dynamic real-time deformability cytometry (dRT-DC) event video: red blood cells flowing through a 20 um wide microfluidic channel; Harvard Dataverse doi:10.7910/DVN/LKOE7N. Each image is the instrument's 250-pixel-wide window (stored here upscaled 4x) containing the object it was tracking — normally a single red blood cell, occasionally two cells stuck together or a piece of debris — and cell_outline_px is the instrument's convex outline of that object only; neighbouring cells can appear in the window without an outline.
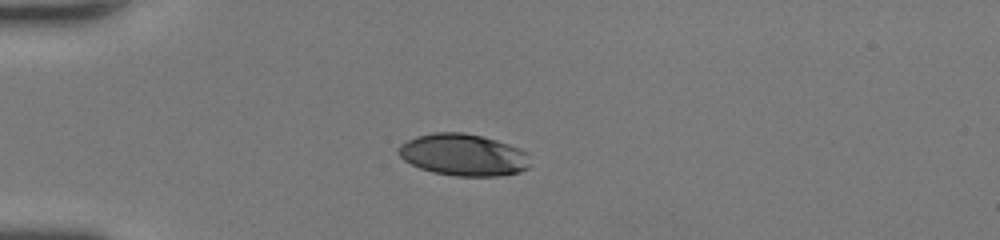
{"species": "human", "species_latin": "Homo sapiens", "temperature_condition": "room temperature", "stored_images_in_passage": 36, "camera_frame_rate_fps": 3000, "um_per_image_px": 0.085, "donor": {"sex": "female"}, "frame": {"image": 1, "passage_image": 1, "time_ms": 0.0, "image_size_px": [1000, 240], "cell_outline_px": [[528, 168], [520, 172], [500, 176], [456, 176], [432, 172], [420, 168], [404, 160], [396, 152], [396, 148], [400, 144], [416, 136], [432, 132], [464, 132], [496, 140], [520, 148], [528, 152]], "centroid_in_image_um": [39.36, 13.16], "position_along_channel_um": 45.6, "area_um2": 32.31}}
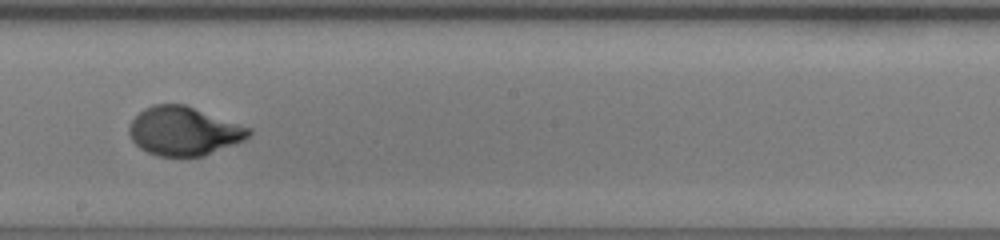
{"frame": {"image": 2, "passage_image": 16, "time_ms": 5.0, "image_size_px": [1000, 240], "cell_outline_px": [[252, 132], [244, 140], [204, 156], [156, 156], [140, 148], [132, 140], [128, 132], [128, 128], [132, 120], [144, 108], [152, 104], [184, 104], [252, 128]], "centroid_in_image_um": [15.61, 11.14], "position_along_channel_um": 232.6, "area_um2": 33.93}}
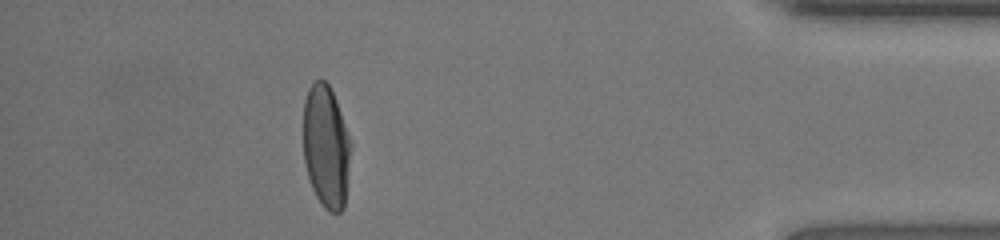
{"frame": {"image": 3, "passage_image": 31, "time_ms": 10.0, "image_size_px": [1000, 240], "cell_outline_px": [[352, 144], [344, 208], [340, 212], [328, 212], [324, 208], [316, 196], [312, 188], [308, 176], [304, 160], [304, 100], [308, 88], [320, 76], [328, 84], [336, 100]], "centroid_in_image_um": [27.72, 12.46], "position_along_channel_um": 407.5, "area_um2": 34.16}, "authors_computed_cell_mechanics": {"area_um2": 34.0731, "velocity_mm_per_s": 4.371, "shape_relaxation_time_tau1_ms": 3.1118, "shape_relaxation_time_tau2_ms": null, "deformation_change_tau1": 0.2038, "deformation_change_tau2": null}}